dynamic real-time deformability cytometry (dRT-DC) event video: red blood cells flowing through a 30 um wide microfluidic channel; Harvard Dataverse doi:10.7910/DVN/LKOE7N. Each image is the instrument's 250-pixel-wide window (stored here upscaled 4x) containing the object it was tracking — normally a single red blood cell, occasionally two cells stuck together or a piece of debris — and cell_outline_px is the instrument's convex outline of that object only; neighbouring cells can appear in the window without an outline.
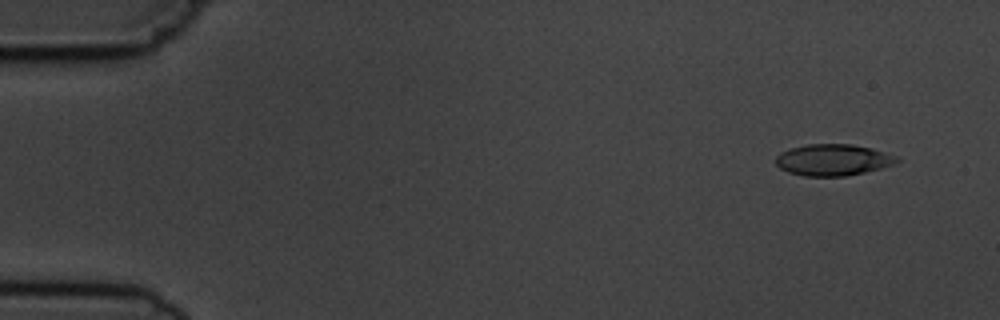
{"species": "common noctule bat (a hibernating species)", "species_latin": "Nyctalus noctula", "temperature_condition": "cold", "stored_images_in_passage": 5, "camera_frame_rate_fps": 3000, "um_per_image_px": 0.085, "animal": {"sex": "male", "body_mass_g": 19.5, "forearm_length_mm": 54.6}, "frame": {"image": 1, "passage_image": 1, "time_ms": 0.0, "image_size_px": [1000, 320], "cell_outline_px": [[900, 160], [892, 164], [880, 168], [864, 172], [844, 176], [804, 176], [788, 172], [780, 168], [776, 164], [776, 156], [780, 152], [792, 148], [808, 144], [852, 144], [872, 148], [900, 156]], "centroid_in_image_um": [70.82, 13.58], "position_along_channel_um": 14.2, "area_um2": 22.2}}
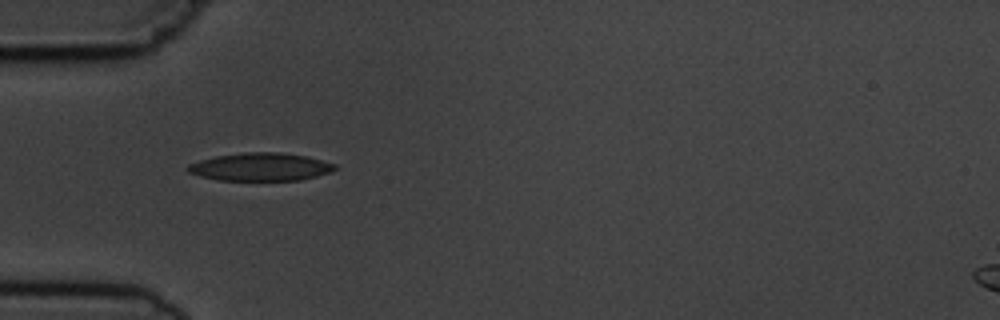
{"frame": {"image": 2, "passage_image": 4, "time_ms": 4.333, "image_size_px": [1000, 320], "cell_outline_px": [[336, 168], [332, 172], [300, 180], [220, 180], [200, 176], [188, 172], [184, 168], [188, 164], [200, 160], [216, 156], [244, 152], [280, 152], [304, 156], [336, 164]], "centroid_in_image_um": [22.11, 14.18], "position_along_channel_um": 62.9, "area_um2": 23.87}}
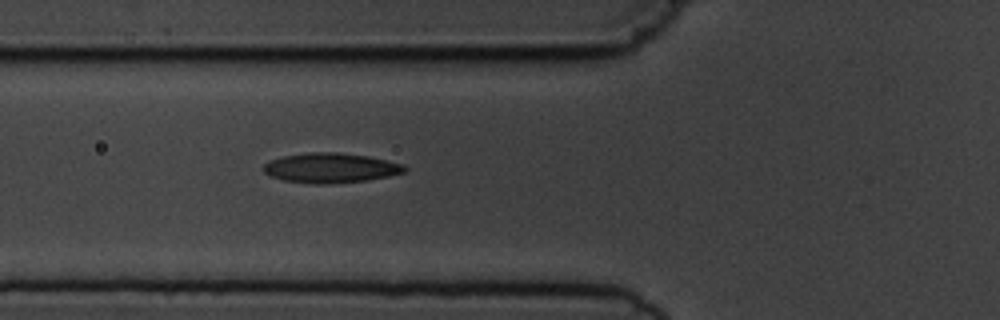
{"frame": {"image": 3, "passage_image": 5, "time_ms": 5.333, "image_size_px": [1000, 320], "cell_outline_px": [[408, 168], [404, 172], [388, 176], [368, 180], [328, 184], [312, 184], [284, 180], [268, 176], [264, 172], [264, 164], [268, 160], [284, 156], [308, 152], [336, 152], [368, 156], [404, 164]], "centroid_in_image_um": [28.09, 14.27], "position_along_channel_um": 97.7, "area_um2": 24.62}}